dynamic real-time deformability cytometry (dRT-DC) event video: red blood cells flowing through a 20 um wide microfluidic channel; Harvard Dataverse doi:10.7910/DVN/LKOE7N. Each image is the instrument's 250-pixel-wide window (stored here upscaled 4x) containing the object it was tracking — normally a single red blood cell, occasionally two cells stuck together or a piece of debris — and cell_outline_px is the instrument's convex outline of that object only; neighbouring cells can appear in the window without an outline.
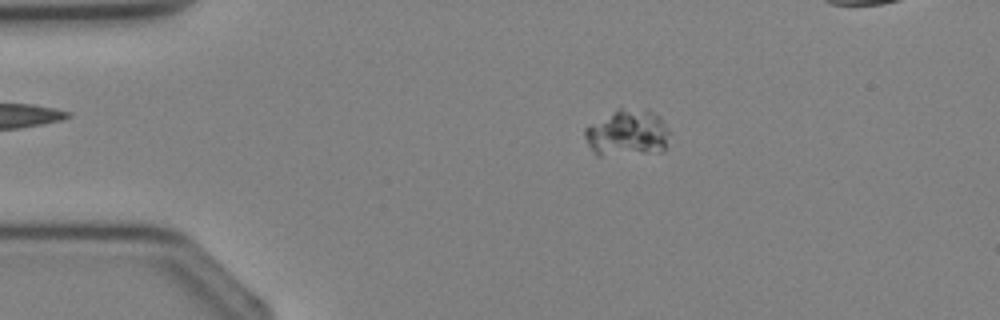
{"species": "Egyptian fruit bat (a non-hibernating species)", "species_latin": "Rousettus aegyptiacus", "temperature_condition": "cold", "stored_images_in_passage": 5, "camera_frame_rate_fps": 3000, "um_per_image_px": 0.085, "animal": {"sex": "female"}, "frame": {"image": 1, "passage_image": 3, "time_ms": 2.333, "image_size_px": [1000, 320], "cell_outline_px": [[668, 132], [664, 152], [600, 156], [596, 156], [588, 144], [584, 136], [584, 128], [588, 124], [616, 108], [644, 108], [660, 116], [668, 128]], "centroid_in_image_um": [53.29, 11.29], "position_along_channel_um": 31.7, "area_um2": 23.58}}
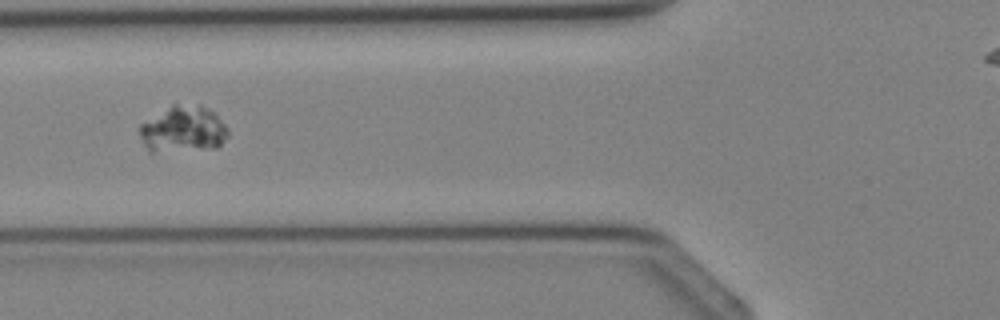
{"frame": {"image": 2, "passage_image": 5, "time_ms": 4.667, "image_size_px": [1000, 320], "cell_outline_px": [[228, 136], [216, 148], [152, 152], [148, 152], [140, 136], [140, 124], [172, 104], [200, 104], [212, 112], [228, 128]], "centroid_in_image_um": [15.55, 10.99], "position_along_channel_um": 110.2, "area_um2": 23.76}}